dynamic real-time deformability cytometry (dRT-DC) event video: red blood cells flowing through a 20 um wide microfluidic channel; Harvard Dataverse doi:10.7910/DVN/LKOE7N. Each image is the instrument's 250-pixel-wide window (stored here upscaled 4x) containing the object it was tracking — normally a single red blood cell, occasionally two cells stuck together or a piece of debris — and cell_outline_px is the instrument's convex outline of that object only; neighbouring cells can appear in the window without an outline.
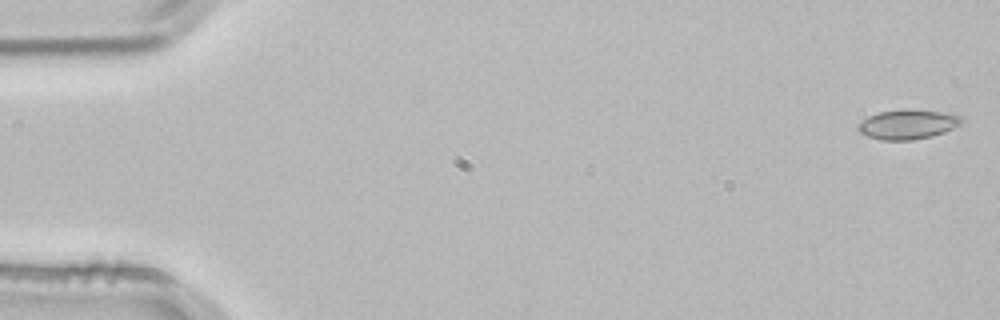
{"species": "common noctule bat (a hibernating species)", "species_latin": "Nyctalus noctula", "temperature_condition": "room temperature", "stored_images_in_passage": 4, "segment_of_instrument_passage": [2, 2], "camera_frame_rate_fps": 3000, "um_per_image_px": 0.085, "animal": {"sex": "male", "body_mass_g": 21.5, "forearm_length_mm": 52.0}, "frame": {"image": 1, "passage_image": 4, "time_ms": 1.0, "image_size_px": [1000, 320], "cell_outline_px": [[964, 120], [960, 124], [944, 132], [932, 136], [912, 140], [880, 140], [868, 136], [860, 132], [856, 128], [868, 116], [880, 112], [940, 112], [960, 116]], "centroid_in_image_um": [77.15, 10.63], "position_along_channel_um": 7.9, "area_um2": 16.82}}